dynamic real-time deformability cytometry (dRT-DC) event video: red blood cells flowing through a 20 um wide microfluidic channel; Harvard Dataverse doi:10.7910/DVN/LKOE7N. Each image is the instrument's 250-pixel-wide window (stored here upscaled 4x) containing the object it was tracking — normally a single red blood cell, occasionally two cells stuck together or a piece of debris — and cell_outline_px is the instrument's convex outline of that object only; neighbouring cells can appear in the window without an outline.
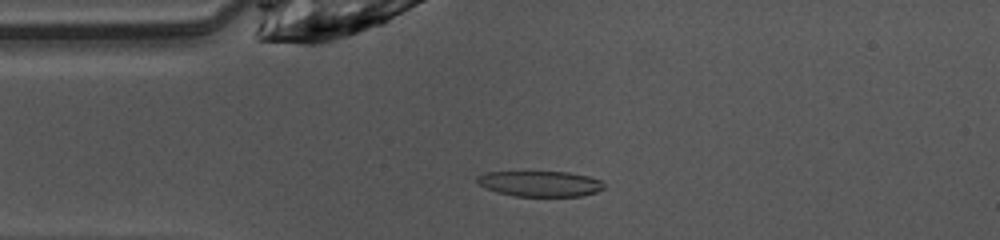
{"species": "common noctule bat (a hibernating species)", "species_latin": "Nyctalus noctula", "temperature_condition": "warm", "stored_images_in_passage": 47, "camera_frame_rate_fps": 3000, "um_per_image_px": 0.085, "animal": {"sex": "female", "body_mass_g": 10.0, "forearm_length_mm": 53.1}, "frame": {"image": 1, "passage_image": 10, "time_ms": 3.0, "image_size_px": [1000, 240], "cell_outline_px": [[604, 188], [596, 192], [584, 196], [516, 196], [496, 192], [484, 188], [476, 184], [476, 176], [484, 172], [568, 172], [588, 176], [600, 180], [604, 184]], "centroid_in_image_um": [45.86, 15.61], "position_along_channel_um": 39.1, "area_um2": 19.07}}
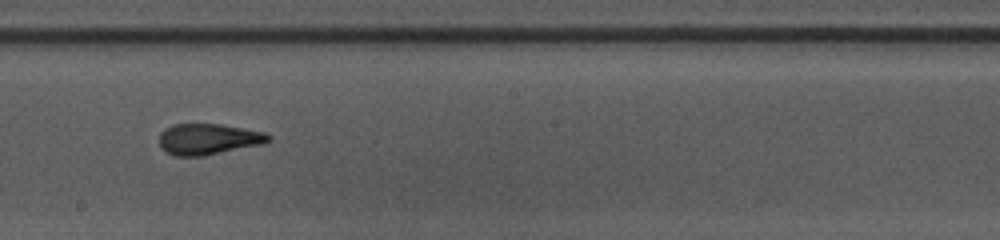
{"frame": {"image": 2, "passage_image": 25, "time_ms": 8.0, "image_size_px": [1000, 240], "cell_outline_px": [[272, 140], [264, 144], [204, 156], [176, 156], [160, 148], [160, 132], [164, 128], [172, 124], [220, 124], [244, 128], [264, 132], [272, 136]], "centroid_in_image_um": [17.73, 11.82], "position_along_channel_um": 230.5, "area_um2": 19.94}}
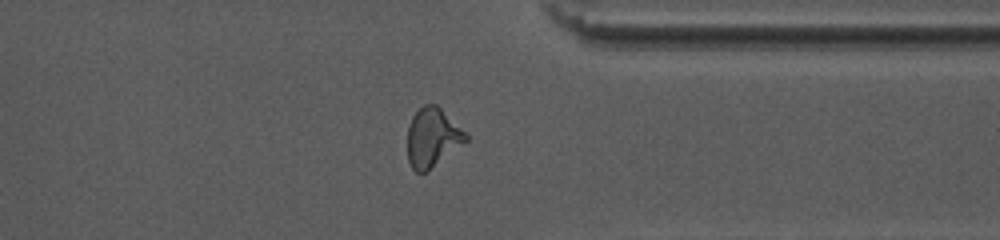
{"frame": {"image": 3, "passage_image": 36, "time_ms": 11.667, "image_size_px": [1000, 240], "cell_outline_px": [[468, 140], [424, 172], [416, 172], [412, 168], [408, 160], [408, 124], [412, 116], [424, 104], [436, 104], [468, 136]], "centroid_in_image_um": [36.72, 11.67], "position_along_channel_um": 374.7, "area_um2": 19.42}, "authors_computed_cell_mechanics": {"area_um2": 19.652, "velocity_mm_per_s": 4.1016, "shape_relaxation_time_tau1_ms": 5.7586, "shape_relaxation_time_tau2_ms": 1.0653, "deformation_change_tau1": 0.2241, "deformation_change_tau2": 0.0974}}